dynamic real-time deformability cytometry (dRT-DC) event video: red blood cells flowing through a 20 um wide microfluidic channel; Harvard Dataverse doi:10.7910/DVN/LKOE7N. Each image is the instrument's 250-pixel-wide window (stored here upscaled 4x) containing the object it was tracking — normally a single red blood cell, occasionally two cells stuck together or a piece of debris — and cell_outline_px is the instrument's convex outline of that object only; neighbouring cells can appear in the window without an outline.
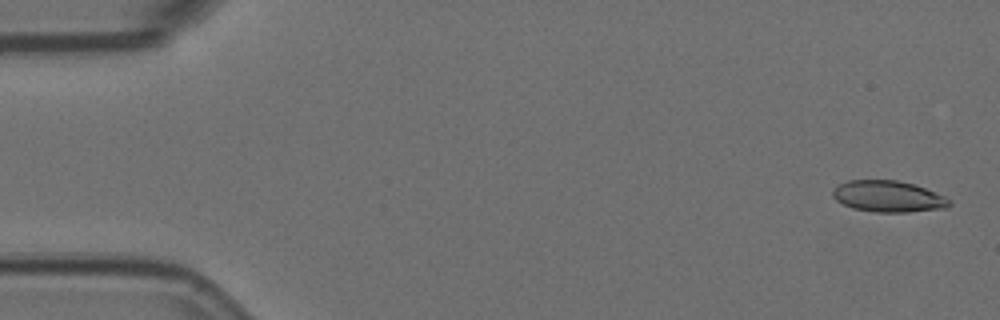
{"species": "Egyptian fruit bat (a non-hibernating species)", "species_latin": "Rousettus aegyptiacus", "temperature_condition": "room temperature", "stored_images_in_passage": 5, "camera_frame_rate_fps": 3000, "um_per_image_px": 0.085, "animal": {"sex": "female"}, "frame": {"image": 1, "passage_image": 1, "time_ms": 0.0, "image_size_px": [1000, 320], "cell_outline_px": [[952, 204], [948, 208], [908, 212], [876, 212], [852, 208], [836, 200], [832, 196], [832, 188], [848, 180], [896, 180], [912, 184], [924, 188], [944, 196], [952, 200]], "centroid_in_image_um": [75.5, 16.7], "position_along_channel_um": 9.5, "area_um2": 21.33}}
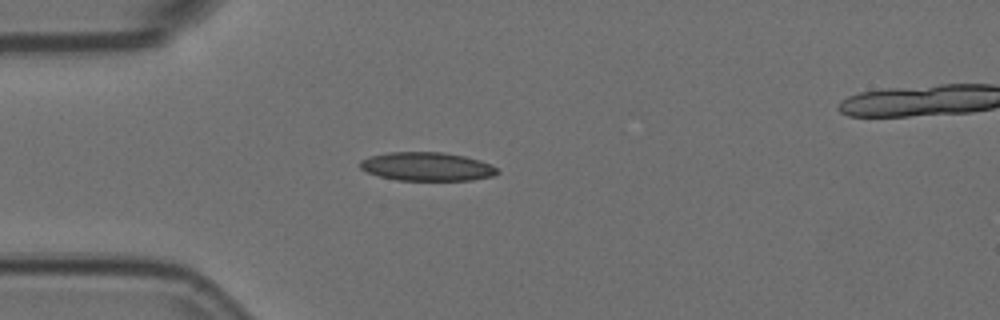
{"frame": {"image": 2, "passage_image": 4, "time_ms": 1.0, "image_size_px": [1000, 320], "cell_outline_px": [[500, 172], [492, 176], [472, 180], [396, 180], [380, 176], [368, 172], [360, 168], [360, 160], [368, 156], [388, 152], [444, 152], [464, 156], [480, 160], [492, 164]], "centroid_in_image_um": [36.29, 14.15], "position_along_channel_um": 48.7, "area_um2": 22.95}}